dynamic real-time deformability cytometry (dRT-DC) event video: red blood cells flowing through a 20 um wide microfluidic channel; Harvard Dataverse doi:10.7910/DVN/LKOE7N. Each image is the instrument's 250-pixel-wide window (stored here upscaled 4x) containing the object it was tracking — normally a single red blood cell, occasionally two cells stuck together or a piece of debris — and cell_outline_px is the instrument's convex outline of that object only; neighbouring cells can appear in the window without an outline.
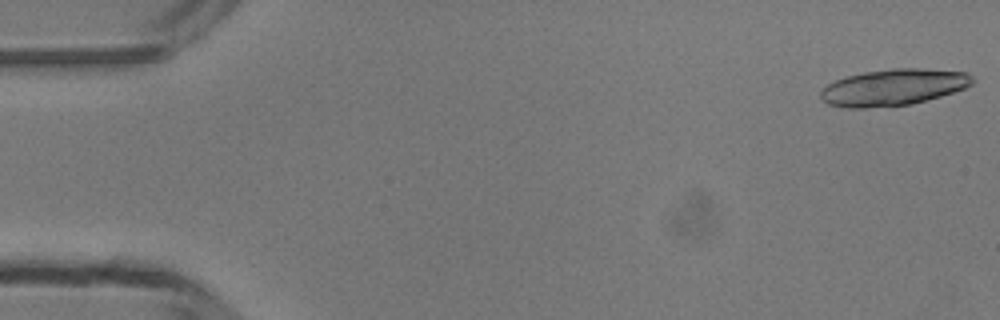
{"species": "common noctule bat (a hibernating species)", "species_latin": "Nyctalus noctula", "temperature_condition": "room temperature", "stored_images_in_passage": 16, "camera_frame_rate_fps": 3000, "um_per_image_px": 0.085, "animal": {"sex": "male", "body_mass_g": 13.3}, "frame": {"image": 1, "passage_image": 1, "time_ms": 0.0, "image_size_px": [1000, 320], "cell_outline_px": [[976, 80], [972, 84], [964, 88], [940, 96], [912, 104], [864, 108], [848, 108], [828, 104], [820, 96], [820, 92], [828, 84], [836, 80], [848, 76], [864, 72], [892, 68], [924, 68], [968, 72]], "centroid_in_image_um": [75.97, 7.41], "position_along_channel_um": 9.0, "area_um2": 32.19}}
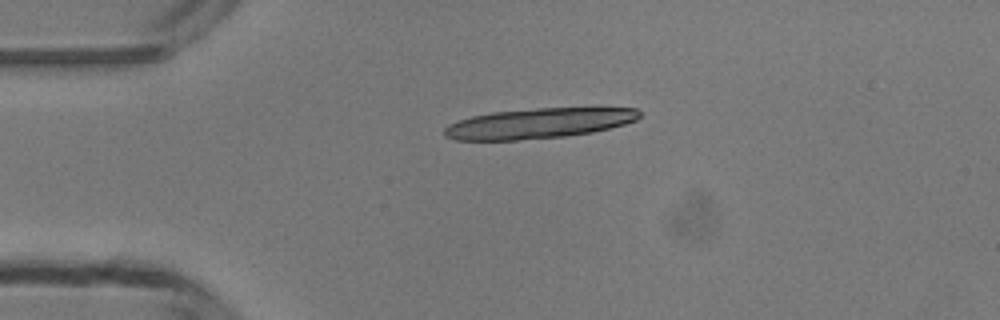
{"frame": {"image": 2, "passage_image": 11, "time_ms": 3.333, "image_size_px": [1000, 320], "cell_outline_px": [[640, 116], [636, 120], [624, 124], [592, 132], [564, 136], [516, 140], [456, 140], [444, 136], [444, 128], [448, 124], [456, 120], [472, 116], [492, 112], [536, 108], [636, 108], [640, 112]], "centroid_in_image_um": [45.73, 10.48], "position_along_channel_um": 39.3, "area_um2": 34.22}}